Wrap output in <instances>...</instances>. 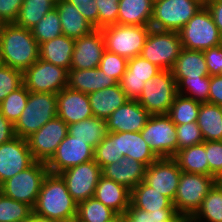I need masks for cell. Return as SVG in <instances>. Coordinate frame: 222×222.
Wrapping results in <instances>:
<instances>
[{
    "mask_svg": "<svg viewBox=\"0 0 222 222\" xmlns=\"http://www.w3.org/2000/svg\"><path fill=\"white\" fill-rule=\"evenodd\" d=\"M33 213L61 222H75L77 203L68 192L67 185L60 174L48 172L42 183Z\"/></svg>",
    "mask_w": 222,
    "mask_h": 222,
    "instance_id": "obj_1",
    "label": "cell"
},
{
    "mask_svg": "<svg viewBox=\"0 0 222 222\" xmlns=\"http://www.w3.org/2000/svg\"><path fill=\"white\" fill-rule=\"evenodd\" d=\"M0 58L3 65L22 73L39 59V45L31 30L15 23H6L0 37Z\"/></svg>",
    "mask_w": 222,
    "mask_h": 222,
    "instance_id": "obj_2",
    "label": "cell"
},
{
    "mask_svg": "<svg viewBox=\"0 0 222 222\" xmlns=\"http://www.w3.org/2000/svg\"><path fill=\"white\" fill-rule=\"evenodd\" d=\"M57 117V94L29 92L26 107L14 124L15 136L26 139Z\"/></svg>",
    "mask_w": 222,
    "mask_h": 222,
    "instance_id": "obj_3",
    "label": "cell"
},
{
    "mask_svg": "<svg viewBox=\"0 0 222 222\" xmlns=\"http://www.w3.org/2000/svg\"><path fill=\"white\" fill-rule=\"evenodd\" d=\"M178 33L182 48L188 50L205 51L222 44V34L206 5L198 10Z\"/></svg>",
    "mask_w": 222,
    "mask_h": 222,
    "instance_id": "obj_4",
    "label": "cell"
},
{
    "mask_svg": "<svg viewBox=\"0 0 222 222\" xmlns=\"http://www.w3.org/2000/svg\"><path fill=\"white\" fill-rule=\"evenodd\" d=\"M205 5V0H154L151 29L179 31Z\"/></svg>",
    "mask_w": 222,
    "mask_h": 222,
    "instance_id": "obj_5",
    "label": "cell"
},
{
    "mask_svg": "<svg viewBox=\"0 0 222 222\" xmlns=\"http://www.w3.org/2000/svg\"><path fill=\"white\" fill-rule=\"evenodd\" d=\"M151 26L113 24L101 28L108 52L127 60L140 56Z\"/></svg>",
    "mask_w": 222,
    "mask_h": 222,
    "instance_id": "obj_6",
    "label": "cell"
},
{
    "mask_svg": "<svg viewBox=\"0 0 222 222\" xmlns=\"http://www.w3.org/2000/svg\"><path fill=\"white\" fill-rule=\"evenodd\" d=\"M48 172L46 163L35 161L30 167L3 182L0 185V192L6 197L34 208Z\"/></svg>",
    "mask_w": 222,
    "mask_h": 222,
    "instance_id": "obj_7",
    "label": "cell"
},
{
    "mask_svg": "<svg viewBox=\"0 0 222 222\" xmlns=\"http://www.w3.org/2000/svg\"><path fill=\"white\" fill-rule=\"evenodd\" d=\"M216 183L213 176L182 171L173 201L176 212L180 216H193Z\"/></svg>",
    "mask_w": 222,
    "mask_h": 222,
    "instance_id": "obj_8",
    "label": "cell"
},
{
    "mask_svg": "<svg viewBox=\"0 0 222 222\" xmlns=\"http://www.w3.org/2000/svg\"><path fill=\"white\" fill-rule=\"evenodd\" d=\"M177 95V85L171 70H161L144 83L137 101L150 115L167 114Z\"/></svg>",
    "mask_w": 222,
    "mask_h": 222,
    "instance_id": "obj_9",
    "label": "cell"
},
{
    "mask_svg": "<svg viewBox=\"0 0 222 222\" xmlns=\"http://www.w3.org/2000/svg\"><path fill=\"white\" fill-rule=\"evenodd\" d=\"M182 50L177 31L150 29L140 56L162 70H171Z\"/></svg>",
    "mask_w": 222,
    "mask_h": 222,
    "instance_id": "obj_10",
    "label": "cell"
},
{
    "mask_svg": "<svg viewBox=\"0 0 222 222\" xmlns=\"http://www.w3.org/2000/svg\"><path fill=\"white\" fill-rule=\"evenodd\" d=\"M140 133L158 158H173L178 151L176 126L167 114L150 115Z\"/></svg>",
    "mask_w": 222,
    "mask_h": 222,
    "instance_id": "obj_11",
    "label": "cell"
},
{
    "mask_svg": "<svg viewBox=\"0 0 222 222\" xmlns=\"http://www.w3.org/2000/svg\"><path fill=\"white\" fill-rule=\"evenodd\" d=\"M67 82V69L40 58L23 72V83L30 92L58 94Z\"/></svg>",
    "mask_w": 222,
    "mask_h": 222,
    "instance_id": "obj_12",
    "label": "cell"
},
{
    "mask_svg": "<svg viewBox=\"0 0 222 222\" xmlns=\"http://www.w3.org/2000/svg\"><path fill=\"white\" fill-rule=\"evenodd\" d=\"M59 174L64 179L73 200L78 204L94 197L96 186L102 176V168L93 159L70 167Z\"/></svg>",
    "mask_w": 222,
    "mask_h": 222,
    "instance_id": "obj_13",
    "label": "cell"
},
{
    "mask_svg": "<svg viewBox=\"0 0 222 222\" xmlns=\"http://www.w3.org/2000/svg\"><path fill=\"white\" fill-rule=\"evenodd\" d=\"M68 125L59 117L48 121L26 138L35 161L47 163L68 134Z\"/></svg>",
    "mask_w": 222,
    "mask_h": 222,
    "instance_id": "obj_14",
    "label": "cell"
},
{
    "mask_svg": "<svg viewBox=\"0 0 222 222\" xmlns=\"http://www.w3.org/2000/svg\"><path fill=\"white\" fill-rule=\"evenodd\" d=\"M93 159L94 148L92 146L67 134L46 166L50 173L59 174L70 167Z\"/></svg>",
    "mask_w": 222,
    "mask_h": 222,
    "instance_id": "obj_15",
    "label": "cell"
},
{
    "mask_svg": "<svg viewBox=\"0 0 222 222\" xmlns=\"http://www.w3.org/2000/svg\"><path fill=\"white\" fill-rule=\"evenodd\" d=\"M181 172L173 158H158L146 168L144 182L173 202Z\"/></svg>",
    "mask_w": 222,
    "mask_h": 222,
    "instance_id": "obj_16",
    "label": "cell"
},
{
    "mask_svg": "<svg viewBox=\"0 0 222 222\" xmlns=\"http://www.w3.org/2000/svg\"><path fill=\"white\" fill-rule=\"evenodd\" d=\"M35 162L27 140L14 137L0 145V185Z\"/></svg>",
    "mask_w": 222,
    "mask_h": 222,
    "instance_id": "obj_17",
    "label": "cell"
},
{
    "mask_svg": "<svg viewBox=\"0 0 222 222\" xmlns=\"http://www.w3.org/2000/svg\"><path fill=\"white\" fill-rule=\"evenodd\" d=\"M105 51L101 29H94L90 34L75 39L70 69L97 68Z\"/></svg>",
    "mask_w": 222,
    "mask_h": 222,
    "instance_id": "obj_18",
    "label": "cell"
},
{
    "mask_svg": "<svg viewBox=\"0 0 222 222\" xmlns=\"http://www.w3.org/2000/svg\"><path fill=\"white\" fill-rule=\"evenodd\" d=\"M150 114L137 101L128 99L106 119L108 132H140Z\"/></svg>",
    "mask_w": 222,
    "mask_h": 222,
    "instance_id": "obj_19",
    "label": "cell"
},
{
    "mask_svg": "<svg viewBox=\"0 0 222 222\" xmlns=\"http://www.w3.org/2000/svg\"><path fill=\"white\" fill-rule=\"evenodd\" d=\"M161 70L150 61L141 56H136L128 60L127 69L121 77L119 85L128 99L137 100L142 93L144 83L152 79Z\"/></svg>",
    "mask_w": 222,
    "mask_h": 222,
    "instance_id": "obj_20",
    "label": "cell"
},
{
    "mask_svg": "<svg viewBox=\"0 0 222 222\" xmlns=\"http://www.w3.org/2000/svg\"><path fill=\"white\" fill-rule=\"evenodd\" d=\"M57 117L67 125L93 117L88 94L65 87L57 94Z\"/></svg>",
    "mask_w": 222,
    "mask_h": 222,
    "instance_id": "obj_21",
    "label": "cell"
},
{
    "mask_svg": "<svg viewBox=\"0 0 222 222\" xmlns=\"http://www.w3.org/2000/svg\"><path fill=\"white\" fill-rule=\"evenodd\" d=\"M147 166L132 158L123 157L119 161L105 165L102 176L125 186L132 191L144 181Z\"/></svg>",
    "mask_w": 222,
    "mask_h": 222,
    "instance_id": "obj_22",
    "label": "cell"
},
{
    "mask_svg": "<svg viewBox=\"0 0 222 222\" xmlns=\"http://www.w3.org/2000/svg\"><path fill=\"white\" fill-rule=\"evenodd\" d=\"M117 82L98 67L93 69H70L67 87L86 94L114 86Z\"/></svg>",
    "mask_w": 222,
    "mask_h": 222,
    "instance_id": "obj_23",
    "label": "cell"
},
{
    "mask_svg": "<svg viewBox=\"0 0 222 222\" xmlns=\"http://www.w3.org/2000/svg\"><path fill=\"white\" fill-rule=\"evenodd\" d=\"M131 191L115 181L101 176L94 197L118 215L124 214L130 206Z\"/></svg>",
    "mask_w": 222,
    "mask_h": 222,
    "instance_id": "obj_24",
    "label": "cell"
},
{
    "mask_svg": "<svg viewBox=\"0 0 222 222\" xmlns=\"http://www.w3.org/2000/svg\"><path fill=\"white\" fill-rule=\"evenodd\" d=\"M55 7L59 13L63 35L75 40L95 29L70 2L56 0Z\"/></svg>",
    "mask_w": 222,
    "mask_h": 222,
    "instance_id": "obj_25",
    "label": "cell"
},
{
    "mask_svg": "<svg viewBox=\"0 0 222 222\" xmlns=\"http://www.w3.org/2000/svg\"><path fill=\"white\" fill-rule=\"evenodd\" d=\"M94 117L106 120L112 112L121 107L127 100L119 83L114 86L88 94Z\"/></svg>",
    "mask_w": 222,
    "mask_h": 222,
    "instance_id": "obj_26",
    "label": "cell"
},
{
    "mask_svg": "<svg viewBox=\"0 0 222 222\" xmlns=\"http://www.w3.org/2000/svg\"><path fill=\"white\" fill-rule=\"evenodd\" d=\"M75 40L65 35L39 45V58L70 70Z\"/></svg>",
    "mask_w": 222,
    "mask_h": 222,
    "instance_id": "obj_27",
    "label": "cell"
},
{
    "mask_svg": "<svg viewBox=\"0 0 222 222\" xmlns=\"http://www.w3.org/2000/svg\"><path fill=\"white\" fill-rule=\"evenodd\" d=\"M171 72L174 78L199 79L209 76L203 51L182 48Z\"/></svg>",
    "mask_w": 222,
    "mask_h": 222,
    "instance_id": "obj_28",
    "label": "cell"
},
{
    "mask_svg": "<svg viewBox=\"0 0 222 222\" xmlns=\"http://www.w3.org/2000/svg\"><path fill=\"white\" fill-rule=\"evenodd\" d=\"M118 147L119 154H123V157L140 161L147 167L158 159L140 132L118 133Z\"/></svg>",
    "mask_w": 222,
    "mask_h": 222,
    "instance_id": "obj_29",
    "label": "cell"
},
{
    "mask_svg": "<svg viewBox=\"0 0 222 222\" xmlns=\"http://www.w3.org/2000/svg\"><path fill=\"white\" fill-rule=\"evenodd\" d=\"M154 0H119L117 24L150 26Z\"/></svg>",
    "mask_w": 222,
    "mask_h": 222,
    "instance_id": "obj_30",
    "label": "cell"
},
{
    "mask_svg": "<svg viewBox=\"0 0 222 222\" xmlns=\"http://www.w3.org/2000/svg\"><path fill=\"white\" fill-rule=\"evenodd\" d=\"M130 203L137 209L153 213L162 212V209H175L168 197L160 194L144 181L131 191Z\"/></svg>",
    "mask_w": 222,
    "mask_h": 222,
    "instance_id": "obj_31",
    "label": "cell"
},
{
    "mask_svg": "<svg viewBox=\"0 0 222 222\" xmlns=\"http://www.w3.org/2000/svg\"><path fill=\"white\" fill-rule=\"evenodd\" d=\"M197 124L204 141H222V107L209 102L200 105Z\"/></svg>",
    "mask_w": 222,
    "mask_h": 222,
    "instance_id": "obj_32",
    "label": "cell"
},
{
    "mask_svg": "<svg viewBox=\"0 0 222 222\" xmlns=\"http://www.w3.org/2000/svg\"><path fill=\"white\" fill-rule=\"evenodd\" d=\"M181 171L209 175V163L205 150V141L182 150L173 156Z\"/></svg>",
    "mask_w": 222,
    "mask_h": 222,
    "instance_id": "obj_33",
    "label": "cell"
},
{
    "mask_svg": "<svg viewBox=\"0 0 222 222\" xmlns=\"http://www.w3.org/2000/svg\"><path fill=\"white\" fill-rule=\"evenodd\" d=\"M67 133L95 148L108 134L106 120L93 116L68 125Z\"/></svg>",
    "mask_w": 222,
    "mask_h": 222,
    "instance_id": "obj_34",
    "label": "cell"
},
{
    "mask_svg": "<svg viewBox=\"0 0 222 222\" xmlns=\"http://www.w3.org/2000/svg\"><path fill=\"white\" fill-rule=\"evenodd\" d=\"M56 5V0H24L14 22L16 25L31 29Z\"/></svg>",
    "mask_w": 222,
    "mask_h": 222,
    "instance_id": "obj_35",
    "label": "cell"
},
{
    "mask_svg": "<svg viewBox=\"0 0 222 222\" xmlns=\"http://www.w3.org/2000/svg\"><path fill=\"white\" fill-rule=\"evenodd\" d=\"M118 214L95 197L77 204L75 222H110Z\"/></svg>",
    "mask_w": 222,
    "mask_h": 222,
    "instance_id": "obj_36",
    "label": "cell"
},
{
    "mask_svg": "<svg viewBox=\"0 0 222 222\" xmlns=\"http://www.w3.org/2000/svg\"><path fill=\"white\" fill-rule=\"evenodd\" d=\"M193 217L199 222H222V188L216 183Z\"/></svg>",
    "mask_w": 222,
    "mask_h": 222,
    "instance_id": "obj_37",
    "label": "cell"
},
{
    "mask_svg": "<svg viewBox=\"0 0 222 222\" xmlns=\"http://www.w3.org/2000/svg\"><path fill=\"white\" fill-rule=\"evenodd\" d=\"M201 102L177 95L167 115L175 125L197 122Z\"/></svg>",
    "mask_w": 222,
    "mask_h": 222,
    "instance_id": "obj_38",
    "label": "cell"
},
{
    "mask_svg": "<svg viewBox=\"0 0 222 222\" xmlns=\"http://www.w3.org/2000/svg\"><path fill=\"white\" fill-rule=\"evenodd\" d=\"M38 45L63 35L59 13L54 7L30 29Z\"/></svg>",
    "mask_w": 222,
    "mask_h": 222,
    "instance_id": "obj_39",
    "label": "cell"
},
{
    "mask_svg": "<svg viewBox=\"0 0 222 222\" xmlns=\"http://www.w3.org/2000/svg\"><path fill=\"white\" fill-rule=\"evenodd\" d=\"M177 85V92L187 98L198 102H208L210 90V76H203L199 79L174 78Z\"/></svg>",
    "mask_w": 222,
    "mask_h": 222,
    "instance_id": "obj_40",
    "label": "cell"
},
{
    "mask_svg": "<svg viewBox=\"0 0 222 222\" xmlns=\"http://www.w3.org/2000/svg\"><path fill=\"white\" fill-rule=\"evenodd\" d=\"M32 214L31 206L6 197L0 192V222H27Z\"/></svg>",
    "mask_w": 222,
    "mask_h": 222,
    "instance_id": "obj_41",
    "label": "cell"
},
{
    "mask_svg": "<svg viewBox=\"0 0 222 222\" xmlns=\"http://www.w3.org/2000/svg\"><path fill=\"white\" fill-rule=\"evenodd\" d=\"M29 90L23 84L21 87L11 92L0 103V112L10 121L13 125L21 116L24 108L26 107L29 97Z\"/></svg>",
    "mask_w": 222,
    "mask_h": 222,
    "instance_id": "obj_42",
    "label": "cell"
},
{
    "mask_svg": "<svg viewBox=\"0 0 222 222\" xmlns=\"http://www.w3.org/2000/svg\"><path fill=\"white\" fill-rule=\"evenodd\" d=\"M121 158L123 154H119L118 133L108 132L107 136L94 148V160L103 168Z\"/></svg>",
    "mask_w": 222,
    "mask_h": 222,
    "instance_id": "obj_43",
    "label": "cell"
},
{
    "mask_svg": "<svg viewBox=\"0 0 222 222\" xmlns=\"http://www.w3.org/2000/svg\"><path fill=\"white\" fill-rule=\"evenodd\" d=\"M180 215L176 209H162V212H146L135 208L131 203L124 213V222H175Z\"/></svg>",
    "mask_w": 222,
    "mask_h": 222,
    "instance_id": "obj_44",
    "label": "cell"
},
{
    "mask_svg": "<svg viewBox=\"0 0 222 222\" xmlns=\"http://www.w3.org/2000/svg\"><path fill=\"white\" fill-rule=\"evenodd\" d=\"M127 62L128 60L126 58L106 50L98 68L102 70L105 75L111 76L117 83H119L127 69Z\"/></svg>",
    "mask_w": 222,
    "mask_h": 222,
    "instance_id": "obj_45",
    "label": "cell"
},
{
    "mask_svg": "<svg viewBox=\"0 0 222 222\" xmlns=\"http://www.w3.org/2000/svg\"><path fill=\"white\" fill-rule=\"evenodd\" d=\"M23 84V73L21 71L2 65L0 67V103Z\"/></svg>",
    "mask_w": 222,
    "mask_h": 222,
    "instance_id": "obj_46",
    "label": "cell"
},
{
    "mask_svg": "<svg viewBox=\"0 0 222 222\" xmlns=\"http://www.w3.org/2000/svg\"><path fill=\"white\" fill-rule=\"evenodd\" d=\"M178 150L204 142L203 135L197 122L175 125Z\"/></svg>",
    "mask_w": 222,
    "mask_h": 222,
    "instance_id": "obj_47",
    "label": "cell"
},
{
    "mask_svg": "<svg viewBox=\"0 0 222 222\" xmlns=\"http://www.w3.org/2000/svg\"><path fill=\"white\" fill-rule=\"evenodd\" d=\"M98 7V29L117 24L119 0H96Z\"/></svg>",
    "mask_w": 222,
    "mask_h": 222,
    "instance_id": "obj_48",
    "label": "cell"
},
{
    "mask_svg": "<svg viewBox=\"0 0 222 222\" xmlns=\"http://www.w3.org/2000/svg\"><path fill=\"white\" fill-rule=\"evenodd\" d=\"M209 176L222 177V141H205Z\"/></svg>",
    "mask_w": 222,
    "mask_h": 222,
    "instance_id": "obj_49",
    "label": "cell"
},
{
    "mask_svg": "<svg viewBox=\"0 0 222 222\" xmlns=\"http://www.w3.org/2000/svg\"><path fill=\"white\" fill-rule=\"evenodd\" d=\"M73 4L85 19L98 29V7L96 0H66Z\"/></svg>",
    "mask_w": 222,
    "mask_h": 222,
    "instance_id": "obj_50",
    "label": "cell"
},
{
    "mask_svg": "<svg viewBox=\"0 0 222 222\" xmlns=\"http://www.w3.org/2000/svg\"><path fill=\"white\" fill-rule=\"evenodd\" d=\"M209 76L220 75L222 70V44L203 51Z\"/></svg>",
    "mask_w": 222,
    "mask_h": 222,
    "instance_id": "obj_51",
    "label": "cell"
},
{
    "mask_svg": "<svg viewBox=\"0 0 222 222\" xmlns=\"http://www.w3.org/2000/svg\"><path fill=\"white\" fill-rule=\"evenodd\" d=\"M23 1L24 0H0V19L5 23H14L17 20Z\"/></svg>",
    "mask_w": 222,
    "mask_h": 222,
    "instance_id": "obj_52",
    "label": "cell"
},
{
    "mask_svg": "<svg viewBox=\"0 0 222 222\" xmlns=\"http://www.w3.org/2000/svg\"><path fill=\"white\" fill-rule=\"evenodd\" d=\"M209 103L222 107V76H210Z\"/></svg>",
    "mask_w": 222,
    "mask_h": 222,
    "instance_id": "obj_53",
    "label": "cell"
},
{
    "mask_svg": "<svg viewBox=\"0 0 222 222\" xmlns=\"http://www.w3.org/2000/svg\"><path fill=\"white\" fill-rule=\"evenodd\" d=\"M205 5L211 12L214 23L222 34V0H205Z\"/></svg>",
    "mask_w": 222,
    "mask_h": 222,
    "instance_id": "obj_54",
    "label": "cell"
},
{
    "mask_svg": "<svg viewBox=\"0 0 222 222\" xmlns=\"http://www.w3.org/2000/svg\"><path fill=\"white\" fill-rule=\"evenodd\" d=\"M15 136L14 125L0 112V145L11 141Z\"/></svg>",
    "mask_w": 222,
    "mask_h": 222,
    "instance_id": "obj_55",
    "label": "cell"
},
{
    "mask_svg": "<svg viewBox=\"0 0 222 222\" xmlns=\"http://www.w3.org/2000/svg\"><path fill=\"white\" fill-rule=\"evenodd\" d=\"M27 222H61V221L55 220V219L41 217V216L36 215V214L33 213L31 215L30 219Z\"/></svg>",
    "mask_w": 222,
    "mask_h": 222,
    "instance_id": "obj_56",
    "label": "cell"
},
{
    "mask_svg": "<svg viewBox=\"0 0 222 222\" xmlns=\"http://www.w3.org/2000/svg\"><path fill=\"white\" fill-rule=\"evenodd\" d=\"M175 222H199L193 216H180Z\"/></svg>",
    "mask_w": 222,
    "mask_h": 222,
    "instance_id": "obj_57",
    "label": "cell"
},
{
    "mask_svg": "<svg viewBox=\"0 0 222 222\" xmlns=\"http://www.w3.org/2000/svg\"><path fill=\"white\" fill-rule=\"evenodd\" d=\"M110 222H124V214L116 216L112 221Z\"/></svg>",
    "mask_w": 222,
    "mask_h": 222,
    "instance_id": "obj_58",
    "label": "cell"
},
{
    "mask_svg": "<svg viewBox=\"0 0 222 222\" xmlns=\"http://www.w3.org/2000/svg\"><path fill=\"white\" fill-rule=\"evenodd\" d=\"M5 24L6 23L2 19H0V37L2 35V31H3V28H4Z\"/></svg>",
    "mask_w": 222,
    "mask_h": 222,
    "instance_id": "obj_59",
    "label": "cell"
},
{
    "mask_svg": "<svg viewBox=\"0 0 222 222\" xmlns=\"http://www.w3.org/2000/svg\"><path fill=\"white\" fill-rule=\"evenodd\" d=\"M217 184L222 188V177L217 179Z\"/></svg>",
    "mask_w": 222,
    "mask_h": 222,
    "instance_id": "obj_60",
    "label": "cell"
},
{
    "mask_svg": "<svg viewBox=\"0 0 222 222\" xmlns=\"http://www.w3.org/2000/svg\"><path fill=\"white\" fill-rule=\"evenodd\" d=\"M3 65V62H2V60H1V58H0V67Z\"/></svg>",
    "mask_w": 222,
    "mask_h": 222,
    "instance_id": "obj_61",
    "label": "cell"
}]
</instances>
